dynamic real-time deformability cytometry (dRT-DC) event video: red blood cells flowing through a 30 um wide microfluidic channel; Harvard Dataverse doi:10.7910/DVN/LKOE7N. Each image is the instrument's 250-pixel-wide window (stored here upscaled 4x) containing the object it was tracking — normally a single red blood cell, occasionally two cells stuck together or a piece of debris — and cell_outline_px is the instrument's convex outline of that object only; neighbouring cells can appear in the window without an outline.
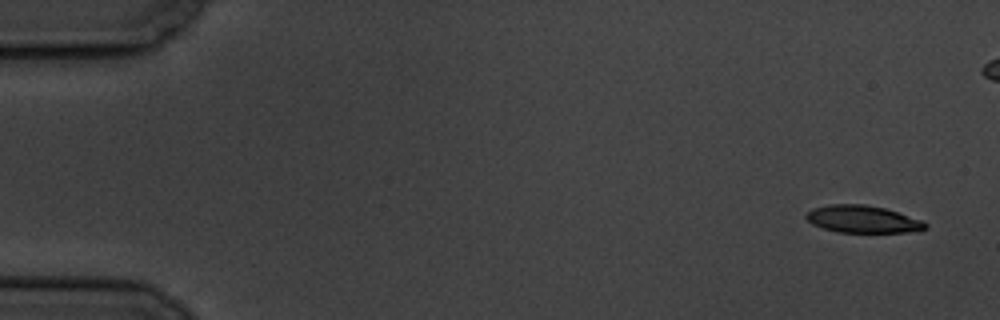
{"species": "common noctule bat (a hibernating species)", "species_latin": "Nyctalus noctula", "temperature_condition": "cold", "stored_images_in_passage": 4, "camera_frame_rate_fps": 3000, "um_per_image_px": 0.085, "animal": {"sex": "male", "body_mass_g": 19.5, "forearm_length_mm": 54.6}, "frame": {"image": 1, "passage_image": 1, "time_ms": 0.0, "image_size_px": [1000, 320], "cell_outline_px": [[928, 228], [920, 232], [836, 232], [812, 224], [804, 216], [812, 208], [828, 204], [864, 204], [884, 208], [924, 220], [928, 224]], "centroid_in_image_um": [73.38, 18.63], "position_along_channel_um": 11.6, "area_um2": 19.19}}